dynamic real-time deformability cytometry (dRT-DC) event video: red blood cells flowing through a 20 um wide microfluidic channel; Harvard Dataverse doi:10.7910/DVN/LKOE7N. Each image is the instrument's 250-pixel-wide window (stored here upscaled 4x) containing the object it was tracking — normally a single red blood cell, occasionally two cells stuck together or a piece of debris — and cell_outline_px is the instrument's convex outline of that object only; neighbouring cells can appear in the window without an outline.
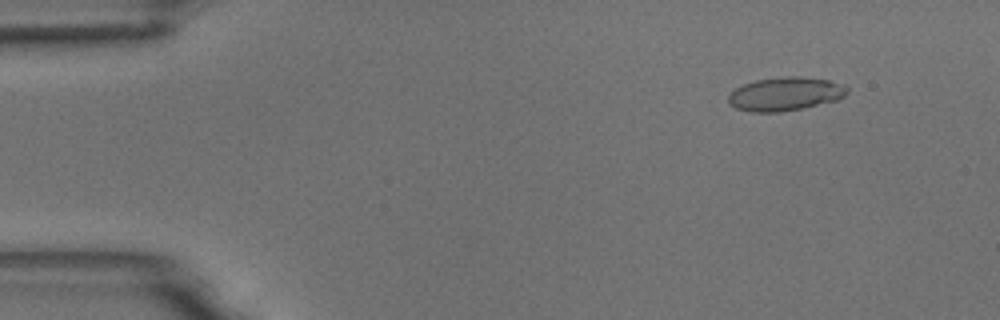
{"species": "common noctule bat (a hibernating species)", "species_latin": "Nyctalus noctula", "temperature_condition": "room temperature", "stored_images_in_passage": 16, "camera_frame_rate_fps": 3000, "um_per_image_px": 0.085, "animal": {"sex": "male", "body_mass_g": 18.8}, "frame": {"image": 1, "passage_image": 6, "time_ms": 1.667, "image_size_px": [1000, 320], "cell_outline_px": [[848, 92], [844, 96], [836, 100], [800, 108], [780, 112], [752, 112], [736, 108], [728, 104], [728, 96], [736, 88], [744, 84], [756, 80], [784, 76], [800, 76], [828, 80], [844, 84], [848, 88]], "centroid_in_image_um": [66.74, 7.98], "position_along_channel_um": 18.3, "area_um2": 23.12}}